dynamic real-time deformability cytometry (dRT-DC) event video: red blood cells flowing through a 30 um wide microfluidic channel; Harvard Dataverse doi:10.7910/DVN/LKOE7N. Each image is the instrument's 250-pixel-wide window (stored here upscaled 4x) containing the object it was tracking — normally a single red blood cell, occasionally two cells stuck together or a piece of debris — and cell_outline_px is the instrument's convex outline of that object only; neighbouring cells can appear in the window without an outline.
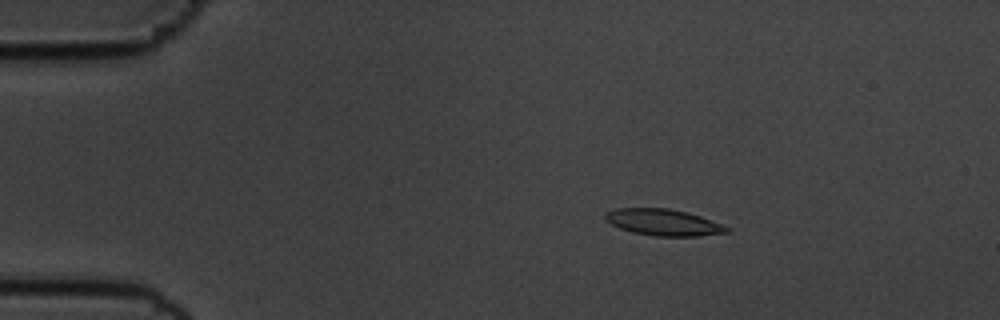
{"species": "common noctule bat (a hibernating species)", "species_latin": "Nyctalus noctula", "temperature_condition": "cold", "stored_images_in_passage": 53, "camera_frame_rate_fps": 3000, "um_per_image_px": 0.085, "animal": {"sex": "male", "body_mass_g": 19.5, "forearm_length_mm": 54.6}, "frame": {"image": 1, "passage_image": 7, "time_ms": 2.0, "image_size_px": [1000, 320], "cell_outline_px": [[732, 232], [696, 236], [652, 236], [632, 232], [620, 228], [604, 220], [604, 212], [616, 208], [668, 208], [700, 216], [732, 228]], "centroid_in_image_um": [56.38, 18.9], "position_along_channel_um": 28.6, "area_um2": 18.84}}
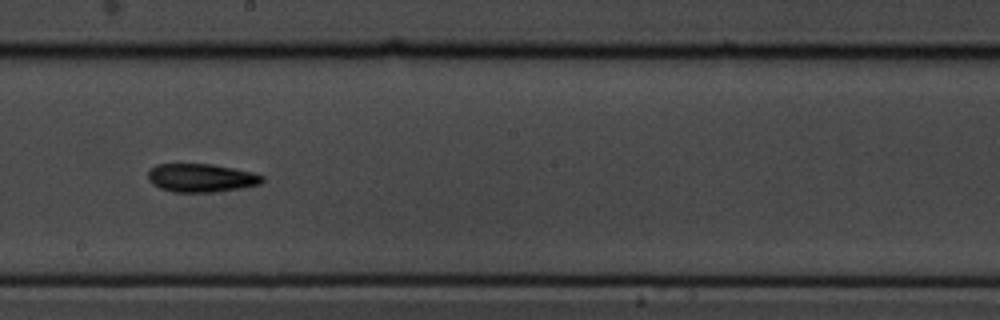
{"frame": {"image": 2, "passage_image": 29, "time_ms": 9.333, "image_size_px": [1000, 320], "cell_outline_px": [[264, 180], [260, 184], [244, 188], [216, 192], [172, 192], [160, 188], [152, 184], [148, 180], [148, 172], [156, 164], [212, 164], [252, 172], [264, 176]], "centroid_in_image_um": [17.11, 15.13], "position_along_channel_um": 231.1, "area_um2": 19.02}}
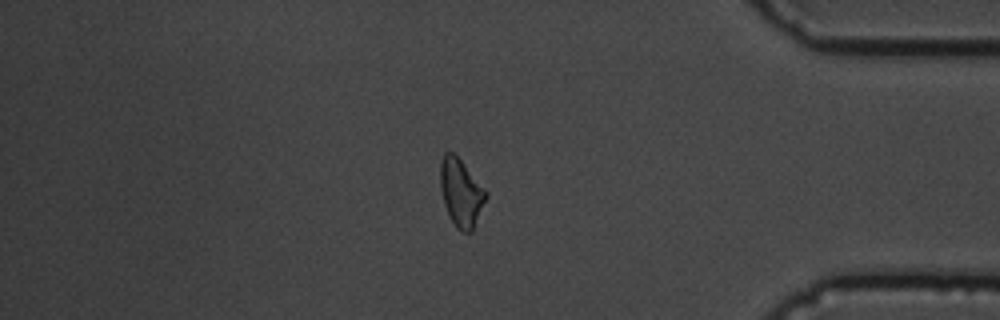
{"frame": {"image": 3, "passage_image": 45, "time_ms": 14.667, "image_size_px": [1000, 320], "cell_outline_px": [[488, 196], [472, 232], [460, 232], [456, 228], [444, 204], [440, 188], [440, 160], [444, 152], [452, 152], [460, 160], [488, 192]], "centroid_in_image_um": [39.19, 16.39], "position_along_channel_um": 396.0, "area_um2": 17.98}, "authors_computed_cell_mechanics": {"area_um2": 18.6116, "velocity_mm_per_s": 3.5918, "shape_relaxation_time_tau1_ms": 3.5692, "shape_relaxation_time_tau2_ms": 11.2217, "deformation_change_tau1": 0.1261, "deformation_change_tau2": 0.2139}}